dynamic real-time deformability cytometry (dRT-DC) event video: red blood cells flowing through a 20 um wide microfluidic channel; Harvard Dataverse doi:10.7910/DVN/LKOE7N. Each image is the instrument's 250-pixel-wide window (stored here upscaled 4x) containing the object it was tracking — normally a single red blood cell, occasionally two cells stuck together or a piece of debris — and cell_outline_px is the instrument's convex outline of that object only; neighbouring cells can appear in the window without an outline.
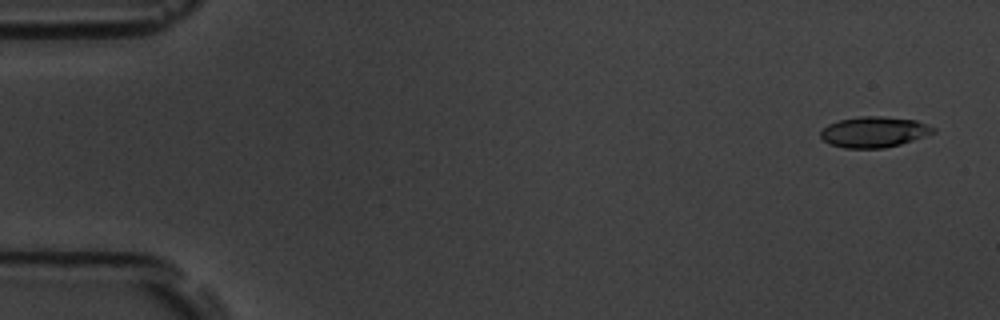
{"species": "common noctule bat (a hibernating species)", "species_latin": "Nyctalus noctula", "temperature_condition": "room temperature", "stored_images_in_passage": 6, "segment_of_instrument_passage": [1, 2], "camera_frame_rate_fps": 3000, "um_per_image_px": 0.085, "animal": {"sex": "male", "body_mass_g": 19.5, "forearm_length_mm": 54.6}, "frame": {"image": 1, "passage_image": 1, "time_ms": 0.0, "image_size_px": [1000, 320], "cell_outline_px": [[936, 132], [900, 144], [884, 148], [844, 148], [828, 144], [820, 136], [820, 132], [828, 124], [840, 120], [860, 116], [880, 116], [916, 120], [936, 128]], "centroid_in_image_um": [74.28, 11.22], "position_along_channel_um": 10.7, "area_um2": 20.11}}